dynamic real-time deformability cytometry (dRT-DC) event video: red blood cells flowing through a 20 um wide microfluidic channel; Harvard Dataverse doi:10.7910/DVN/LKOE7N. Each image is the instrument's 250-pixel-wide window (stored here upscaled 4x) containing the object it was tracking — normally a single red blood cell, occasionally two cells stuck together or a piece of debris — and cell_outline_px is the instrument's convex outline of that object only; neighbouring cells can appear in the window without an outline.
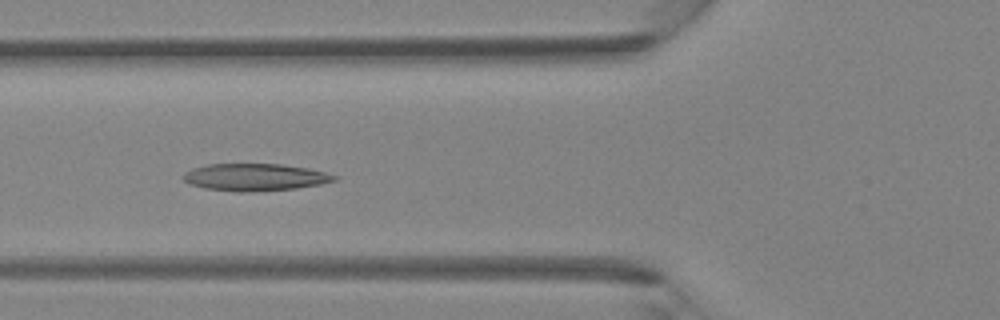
{"species": "Egyptian fruit bat (a non-hibernating species)", "species_latin": "Rousettus aegyptiacus", "temperature_condition": "room temperature", "stored_images_in_passage": 44, "camera_frame_rate_fps": 3000, "um_per_image_px": 0.085, "animal": {"sex": "female"}, "frame": {"image": 1, "passage_image": 16, "time_ms": 5.0, "image_size_px": [1000, 320], "cell_outline_px": [[340, 176], [336, 180], [320, 184], [296, 188], [252, 192], [236, 192], [204, 188], [188, 184], [184, 180], [184, 172], [192, 168], [208, 164], [280, 164], [308, 168]], "centroid_in_image_um": [21.66, 15.06], "position_along_channel_um": 104.1, "area_um2": 24.04}}
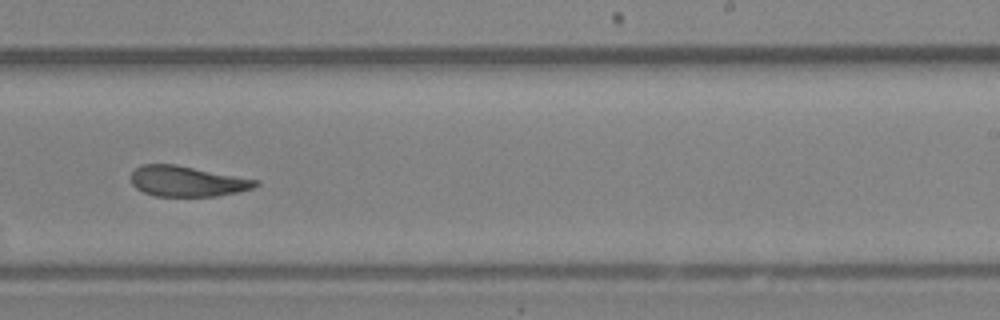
{"frame": {"image": 2, "passage_image": 27, "time_ms": 8.667, "image_size_px": [1000, 320], "cell_outline_px": [[260, 184], [252, 188], [236, 192], [216, 196], [156, 196], [144, 192], [136, 188], [132, 184], [132, 172], [136, 168], [144, 164], [176, 164], [260, 180]], "centroid_in_image_um": [15.93, 15.4], "position_along_channel_um": 273.1, "area_um2": 22.08}}
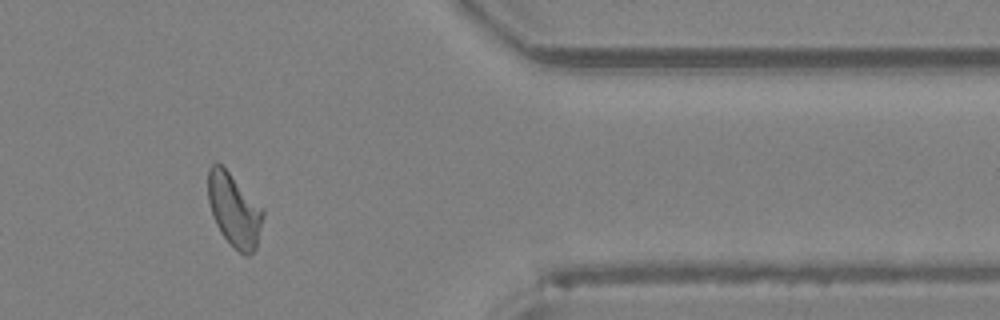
{"frame": {"image": 3, "passage_image": 36, "time_ms": 11.667, "image_size_px": [1000, 320], "cell_outline_px": [[264, 216], [256, 248], [248, 256], [244, 256], [220, 232], [216, 224], [208, 200], [208, 168], [216, 160], [264, 208]], "centroid_in_image_um": [19.92, 17.84], "position_along_channel_um": 391.5, "area_um2": 23.24}}